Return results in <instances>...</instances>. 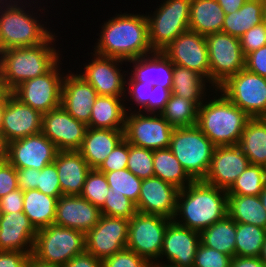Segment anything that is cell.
Segmentation results:
<instances>
[{
  "label": "cell",
  "mask_w": 266,
  "mask_h": 267,
  "mask_svg": "<svg viewBox=\"0 0 266 267\" xmlns=\"http://www.w3.org/2000/svg\"><path fill=\"white\" fill-rule=\"evenodd\" d=\"M63 267H103L102 260L95 258L92 254L84 251L74 256Z\"/></svg>",
  "instance_id": "680465c9"
},
{
  "label": "cell",
  "mask_w": 266,
  "mask_h": 267,
  "mask_svg": "<svg viewBox=\"0 0 266 267\" xmlns=\"http://www.w3.org/2000/svg\"><path fill=\"white\" fill-rule=\"evenodd\" d=\"M227 197V191L222 188L193 181L179 190L173 220L200 233L227 215Z\"/></svg>",
  "instance_id": "3957f363"
},
{
  "label": "cell",
  "mask_w": 266,
  "mask_h": 267,
  "mask_svg": "<svg viewBox=\"0 0 266 267\" xmlns=\"http://www.w3.org/2000/svg\"><path fill=\"white\" fill-rule=\"evenodd\" d=\"M171 221L164 216L137 212L129 219L126 248L155 263L159 260L164 234Z\"/></svg>",
  "instance_id": "7c38bea8"
},
{
  "label": "cell",
  "mask_w": 266,
  "mask_h": 267,
  "mask_svg": "<svg viewBox=\"0 0 266 267\" xmlns=\"http://www.w3.org/2000/svg\"><path fill=\"white\" fill-rule=\"evenodd\" d=\"M37 190L56 198L63 195L58 178V171L54 163L45 166L40 171L38 170Z\"/></svg>",
  "instance_id": "7dc6e473"
},
{
  "label": "cell",
  "mask_w": 266,
  "mask_h": 267,
  "mask_svg": "<svg viewBox=\"0 0 266 267\" xmlns=\"http://www.w3.org/2000/svg\"><path fill=\"white\" fill-rule=\"evenodd\" d=\"M198 109L199 106L194 101L171 93L160 114L174 128L189 127L197 124Z\"/></svg>",
  "instance_id": "74e56055"
},
{
  "label": "cell",
  "mask_w": 266,
  "mask_h": 267,
  "mask_svg": "<svg viewBox=\"0 0 266 267\" xmlns=\"http://www.w3.org/2000/svg\"><path fill=\"white\" fill-rule=\"evenodd\" d=\"M259 197L266 210V185L264 186L263 191L259 194Z\"/></svg>",
  "instance_id": "003e7915"
},
{
  "label": "cell",
  "mask_w": 266,
  "mask_h": 267,
  "mask_svg": "<svg viewBox=\"0 0 266 267\" xmlns=\"http://www.w3.org/2000/svg\"><path fill=\"white\" fill-rule=\"evenodd\" d=\"M127 169L142 180L154 177L153 150L129 144Z\"/></svg>",
  "instance_id": "7bdbcfd3"
},
{
  "label": "cell",
  "mask_w": 266,
  "mask_h": 267,
  "mask_svg": "<svg viewBox=\"0 0 266 267\" xmlns=\"http://www.w3.org/2000/svg\"><path fill=\"white\" fill-rule=\"evenodd\" d=\"M209 56V82L213 89L245 68V55L238 37L217 32L205 36Z\"/></svg>",
  "instance_id": "30bf717a"
},
{
  "label": "cell",
  "mask_w": 266,
  "mask_h": 267,
  "mask_svg": "<svg viewBox=\"0 0 266 267\" xmlns=\"http://www.w3.org/2000/svg\"><path fill=\"white\" fill-rule=\"evenodd\" d=\"M18 188L22 191L37 189L38 170L35 168L16 169Z\"/></svg>",
  "instance_id": "6f0895ef"
},
{
  "label": "cell",
  "mask_w": 266,
  "mask_h": 267,
  "mask_svg": "<svg viewBox=\"0 0 266 267\" xmlns=\"http://www.w3.org/2000/svg\"><path fill=\"white\" fill-rule=\"evenodd\" d=\"M171 90L157 85L152 89L151 99L148 101V113L160 114L171 96Z\"/></svg>",
  "instance_id": "db71d44e"
},
{
  "label": "cell",
  "mask_w": 266,
  "mask_h": 267,
  "mask_svg": "<svg viewBox=\"0 0 266 267\" xmlns=\"http://www.w3.org/2000/svg\"><path fill=\"white\" fill-rule=\"evenodd\" d=\"M215 145L197 125L174 128L169 149L193 181H203Z\"/></svg>",
  "instance_id": "8992f818"
},
{
  "label": "cell",
  "mask_w": 266,
  "mask_h": 267,
  "mask_svg": "<svg viewBox=\"0 0 266 267\" xmlns=\"http://www.w3.org/2000/svg\"><path fill=\"white\" fill-rule=\"evenodd\" d=\"M28 1H0V51L16 47L37 46L44 43L53 34L49 27L46 28V25L41 24L42 20L41 22L38 20L41 16L40 13L39 17H36L37 13L32 11L36 7H33L31 11L30 9L26 10L27 7H32L31 2L34 4L37 1Z\"/></svg>",
  "instance_id": "277c9868"
},
{
  "label": "cell",
  "mask_w": 266,
  "mask_h": 267,
  "mask_svg": "<svg viewBox=\"0 0 266 267\" xmlns=\"http://www.w3.org/2000/svg\"><path fill=\"white\" fill-rule=\"evenodd\" d=\"M2 217H3V212H2V209L0 207V221H1Z\"/></svg>",
  "instance_id": "2644e50d"
},
{
  "label": "cell",
  "mask_w": 266,
  "mask_h": 267,
  "mask_svg": "<svg viewBox=\"0 0 266 267\" xmlns=\"http://www.w3.org/2000/svg\"><path fill=\"white\" fill-rule=\"evenodd\" d=\"M88 126L72 117L62 106L43 113L41 132L58 151L79 150Z\"/></svg>",
  "instance_id": "e0dca14e"
},
{
  "label": "cell",
  "mask_w": 266,
  "mask_h": 267,
  "mask_svg": "<svg viewBox=\"0 0 266 267\" xmlns=\"http://www.w3.org/2000/svg\"><path fill=\"white\" fill-rule=\"evenodd\" d=\"M238 146L250 164L266 168V118H251L241 134Z\"/></svg>",
  "instance_id": "d6a6232c"
},
{
  "label": "cell",
  "mask_w": 266,
  "mask_h": 267,
  "mask_svg": "<svg viewBox=\"0 0 266 267\" xmlns=\"http://www.w3.org/2000/svg\"><path fill=\"white\" fill-rule=\"evenodd\" d=\"M30 256L21 251H0V267H26Z\"/></svg>",
  "instance_id": "9f6ffc18"
},
{
  "label": "cell",
  "mask_w": 266,
  "mask_h": 267,
  "mask_svg": "<svg viewBox=\"0 0 266 267\" xmlns=\"http://www.w3.org/2000/svg\"><path fill=\"white\" fill-rule=\"evenodd\" d=\"M60 60L46 74L27 80L17 86L11 93L22 103L32 109L46 113L61 106V90L64 73Z\"/></svg>",
  "instance_id": "4fadbf2b"
},
{
  "label": "cell",
  "mask_w": 266,
  "mask_h": 267,
  "mask_svg": "<svg viewBox=\"0 0 266 267\" xmlns=\"http://www.w3.org/2000/svg\"><path fill=\"white\" fill-rule=\"evenodd\" d=\"M174 65L196 71L209 81V56L205 36L187 30L161 51Z\"/></svg>",
  "instance_id": "2e32d148"
},
{
  "label": "cell",
  "mask_w": 266,
  "mask_h": 267,
  "mask_svg": "<svg viewBox=\"0 0 266 267\" xmlns=\"http://www.w3.org/2000/svg\"><path fill=\"white\" fill-rule=\"evenodd\" d=\"M101 216V209L80 195H62L57 201L54 224L86 234Z\"/></svg>",
  "instance_id": "603a6c76"
},
{
  "label": "cell",
  "mask_w": 266,
  "mask_h": 267,
  "mask_svg": "<svg viewBox=\"0 0 266 267\" xmlns=\"http://www.w3.org/2000/svg\"><path fill=\"white\" fill-rule=\"evenodd\" d=\"M207 83L210 84L205 77L201 76L196 71L179 65H174L171 89L172 94L194 101L200 106L206 99L207 90H210L209 92H214L215 90L212 89L211 86H209L210 89H207ZM211 89L213 91H211Z\"/></svg>",
  "instance_id": "1f68e13d"
},
{
  "label": "cell",
  "mask_w": 266,
  "mask_h": 267,
  "mask_svg": "<svg viewBox=\"0 0 266 267\" xmlns=\"http://www.w3.org/2000/svg\"><path fill=\"white\" fill-rule=\"evenodd\" d=\"M26 267H61L58 265H53V264H47L41 261H38L35 259L32 255L28 259V262L26 264Z\"/></svg>",
  "instance_id": "be15d7a7"
},
{
  "label": "cell",
  "mask_w": 266,
  "mask_h": 267,
  "mask_svg": "<svg viewBox=\"0 0 266 267\" xmlns=\"http://www.w3.org/2000/svg\"><path fill=\"white\" fill-rule=\"evenodd\" d=\"M263 7L264 3L247 0L238 11L225 14L222 32L240 38L251 27L263 23Z\"/></svg>",
  "instance_id": "8d00e7d4"
},
{
  "label": "cell",
  "mask_w": 266,
  "mask_h": 267,
  "mask_svg": "<svg viewBox=\"0 0 266 267\" xmlns=\"http://www.w3.org/2000/svg\"><path fill=\"white\" fill-rule=\"evenodd\" d=\"M57 201L37 189L23 191V213L39 230L54 224Z\"/></svg>",
  "instance_id": "4dcf8cb0"
},
{
  "label": "cell",
  "mask_w": 266,
  "mask_h": 267,
  "mask_svg": "<svg viewBox=\"0 0 266 267\" xmlns=\"http://www.w3.org/2000/svg\"><path fill=\"white\" fill-rule=\"evenodd\" d=\"M127 77L126 78V86L125 87V101L126 99H128L127 101H132L137 105L138 107V112H142L143 111L146 113H148V101L149 99H151V95H152V89L154 88V86L152 84H146L143 82H138L136 81L130 74L128 76L127 73ZM129 94V95H128ZM129 97V98H127ZM132 99V100H131Z\"/></svg>",
  "instance_id": "f6af8a7d"
},
{
  "label": "cell",
  "mask_w": 266,
  "mask_h": 267,
  "mask_svg": "<svg viewBox=\"0 0 266 267\" xmlns=\"http://www.w3.org/2000/svg\"><path fill=\"white\" fill-rule=\"evenodd\" d=\"M70 73L63 78L61 106L76 120L88 125L98 93L78 73Z\"/></svg>",
  "instance_id": "cb8c5ba5"
},
{
  "label": "cell",
  "mask_w": 266,
  "mask_h": 267,
  "mask_svg": "<svg viewBox=\"0 0 266 267\" xmlns=\"http://www.w3.org/2000/svg\"><path fill=\"white\" fill-rule=\"evenodd\" d=\"M104 174L113 193L124 195L137 205L142 179H139L127 168Z\"/></svg>",
  "instance_id": "60d3db41"
},
{
  "label": "cell",
  "mask_w": 266,
  "mask_h": 267,
  "mask_svg": "<svg viewBox=\"0 0 266 267\" xmlns=\"http://www.w3.org/2000/svg\"><path fill=\"white\" fill-rule=\"evenodd\" d=\"M231 267H266L259 257L234 256Z\"/></svg>",
  "instance_id": "91938a15"
},
{
  "label": "cell",
  "mask_w": 266,
  "mask_h": 267,
  "mask_svg": "<svg viewBox=\"0 0 266 267\" xmlns=\"http://www.w3.org/2000/svg\"><path fill=\"white\" fill-rule=\"evenodd\" d=\"M6 101H7V91H3L0 94V134H3V132H2V119H3V113H4Z\"/></svg>",
  "instance_id": "e7e4bbea"
},
{
  "label": "cell",
  "mask_w": 266,
  "mask_h": 267,
  "mask_svg": "<svg viewBox=\"0 0 266 267\" xmlns=\"http://www.w3.org/2000/svg\"><path fill=\"white\" fill-rule=\"evenodd\" d=\"M236 222L226 215L200 232V243L231 257L235 256Z\"/></svg>",
  "instance_id": "e575fe53"
},
{
  "label": "cell",
  "mask_w": 266,
  "mask_h": 267,
  "mask_svg": "<svg viewBox=\"0 0 266 267\" xmlns=\"http://www.w3.org/2000/svg\"><path fill=\"white\" fill-rule=\"evenodd\" d=\"M263 22L266 24V3H264L263 7Z\"/></svg>",
  "instance_id": "89a4df30"
},
{
  "label": "cell",
  "mask_w": 266,
  "mask_h": 267,
  "mask_svg": "<svg viewBox=\"0 0 266 267\" xmlns=\"http://www.w3.org/2000/svg\"><path fill=\"white\" fill-rule=\"evenodd\" d=\"M5 161H8V142L3 134H0V164Z\"/></svg>",
  "instance_id": "6125c7cd"
},
{
  "label": "cell",
  "mask_w": 266,
  "mask_h": 267,
  "mask_svg": "<svg viewBox=\"0 0 266 267\" xmlns=\"http://www.w3.org/2000/svg\"><path fill=\"white\" fill-rule=\"evenodd\" d=\"M129 143L123 139L97 168L98 171L112 172L127 168Z\"/></svg>",
  "instance_id": "c3c4849f"
},
{
  "label": "cell",
  "mask_w": 266,
  "mask_h": 267,
  "mask_svg": "<svg viewBox=\"0 0 266 267\" xmlns=\"http://www.w3.org/2000/svg\"><path fill=\"white\" fill-rule=\"evenodd\" d=\"M222 7L225 14H231L238 11L247 0H216Z\"/></svg>",
  "instance_id": "94428289"
},
{
  "label": "cell",
  "mask_w": 266,
  "mask_h": 267,
  "mask_svg": "<svg viewBox=\"0 0 266 267\" xmlns=\"http://www.w3.org/2000/svg\"><path fill=\"white\" fill-rule=\"evenodd\" d=\"M90 54H93V59L87 65L84 64V71L78 75L89 83L98 95L125 97L126 73L128 72L122 71L119 65H123L124 62L127 64V62L100 56L94 52Z\"/></svg>",
  "instance_id": "9a60e30c"
},
{
  "label": "cell",
  "mask_w": 266,
  "mask_h": 267,
  "mask_svg": "<svg viewBox=\"0 0 266 267\" xmlns=\"http://www.w3.org/2000/svg\"><path fill=\"white\" fill-rule=\"evenodd\" d=\"M259 258L266 265V238H265Z\"/></svg>",
  "instance_id": "03108f58"
},
{
  "label": "cell",
  "mask_w": 266,
  "mask_h": 267,
  "mask_svg": "<svg viewBox=\"0 0 266 267\" xmlns=\"http://www.w3.org/2000/svg\"><path fill=\"white\" fill-rule=\"evenodd\" d=\"M198 109L197 126L217 146L238 145L251 117L228 100L217 88ZM220 95V96H219ZM218 96V97H217Z\"/></svg>",
  "instance_id": "5b68a950"
},
{
  "label": "cell",
  "mask_w": 266,
  "mask_h": 267,
  "mask_svg": "<svg viewBox=\"0 0 266 267\" xmlns=\"http://www.w3.org/2000/svg\"><path fill=\"white\" fill-rule=\"evenodd\" d=\"M266 185V168L249 164L227 190L228 195L259 196Z\"/></svg>",
  "instance_id": "ab89813d"
},
{
  "label": "cell",
  "mask_w": 266,
  "mask_h": 267,
  "mask_svg": "<svg viewBox=\"0 0 266 267\" xmlns=\"http://www.w3.org/2000/svg\"><path fill=\"white\" fill-rule=\"evenodd\" d=\"M18 188L16 168L8 161L0 164V198Z\"/></svg>",
  "instance_id": "816d5d0a"
},
{
  "label": "cell",
  "mask_w": 266,
  "mask_h": 267,
  "mask_svg": "<svg viewBox=\"0 0 266 267\" xmlns=\"http://www.w3.org/2000/svg\"><path fill=\"white\" fill-rule=\"evenodd\" d=\"M125 97L98 95L92 106L89 128L124 129L126 109Z\"/></svg>",
  "instance_id": "f1b7e54d"
},
{
  "label": "cell",
  "mask_w": 266,
  "mask_h": 267,
  "mask_svg": "<svg viewBox=\"0 0 266 267\" xmlns=\"http://www.w3.org/2000/svg\"><path fill=\"white\" fill-rule=\"evenodd\" d=\"M56 146L41 132L8 143V162L16 169L42 170L55 160Z\"/></svg>",
  "instance_id": "ac0fdd59"
},
{
  "label": "cell",
  "mask_w": 266,
  "mask_h": 267,
  "mask_svg": "<svg viewBox=\"0 0 266 267\" xmlns=\"http://www.w3.org/2000/svg\"><path fill=\"white\" fill-rule=\"evenodd\" d=\"M129 220L102 215L85 234V251L103 260L126 248Z\"/></svg>",
  "instance_id": "5bb4252c"
},
{
  "label": "cell",
  "mask_w": 266,
  "mask_h": 267,
  "mask_svg": "<svg viewBox=\"0 0 266 267\" xmlns=\"http://www.w3.org/2000/svg\"><path fill=\"white\" fill-rule=\"evenodd\" d=\"M154 177L184 189L193 180L169 148L153 150Z\"/></svg>",
  "instance_id": "d590c367"
},
{
  "label": "cell",
  "mask_w": 266,
  "mask_h": 267,
  "mask_svg": "<svg viewBox=\"0 0 266 267\" xmlns=\"http://www.w3.org/2000/svg\"><path fill=\"white\" fill-rule=\"evenodd\" d=\"M3 213L23 212V191L19 188L0 198Z\"/></svg>",
  "instance_id": "11a10c76"
},
{
  "label": "cell",
  "mask_w": 266,
  "mask_h": 267,
  "mask_svg": "<svg viewBox=\"0 0 266 267\" xmlns=\"http://www.w3.org/2000/svg\"><path fill=\"white\" fill-rule=\"evenodd\" d=\"M239 40L245 57L249 53L266 46V24L263 22L251 27Z\"/></svg>",
  "instance_id": "f907efd6"
},
{
  "label": "cell",
  "mask_w": 266,
  "mask_h": 267,
  "mask_svg": "<svg viewBox=\"0 0 266 267\" xmlns=\"http://www.w3.org/2000/svg\"><path fill=\"white\" fill-rule=\"evenodd\" d=\"M101 214L111 217L131 219L136 213V205L126 196L113 193L109 189L104 205L100 208Z\"/></svg>",
  "instance_id": "ee69618b"
},
{
  "label": "cell",
  "mask_w": 266,
  "mask_h": 267,
  "mask_svg": "<svg viewBox=\"0 0 266 267\" xmlns=\"http://www.w3.org/2000/svg\"><path fill=\"white\" fill-rule=\"evenodd\" d=\"M58 171L63 195H80L91 170L78 150L58 151L53 162Z\"/></svg>",
  "instance_id": "4316f807"
},
{
  "label": "cell",
  "mask_w": 266,
  "mask_h": 267,
  "mask_svg": "<svg viewBox=\"0 0 266 267\" xmlns=\"http://www.w3.org/2000/svg\"><path fill=\"white\" fill-rule=\"evenodd\" d=\"M128 62L133 64L129 74L136 81L172 89L174 64L161 51Z\"/></svg>",
  "instance_id": "484cf974"
},
{
  "label": "cell",
  "mask_w": 266,
  "mask_h": 267,
  "mask_svg": "<svg viewBox=\"0 0 266 267\" xmlns=\"http://www.w3.org/2000/svg\"><path fill=\"white\" fill-rule=\"evenodd\" d=\"M225 12L216 0H191L189 30L201 35L222 32Z\"/></svg>",
  "instance_id": "f546056e"
},
{
  "label": "cell",
  "mask_w": 266,
  "mask_h": 267,
  "mask_svg": "<svg viewBox=\"0 0 266 267\" xmlns=\"http://www.w3.org/2000/svg\"><path fill=\"white\" fill-rule=\"evenodd\" d=\"M124 139V129L89 128L78 150L91 169H97Z\"/></svg>",
  "instance_id": "83f0119b"
},
{
  "label": "cell",
  "mask_w": 266,
  "mask_h": 267,
  "mask_svg": "<svg viewBox=\"0 0 266 267\" xmlns=\"http://www.w3.org/2000/svg\"><path fill=\"white\" fill-rule=\"evenodd\" d=\"M56 37L54 33L40 45L0 51L2 91L12 92L21 83L49 72L62 56L56 46H53Z\"/></svg>",
  "instance_id": "7a4b0ae2"
},
{
  "label": "cell",
  "mask_w": 266,
  "mask_h": 267,
  "mask_svg": "<svg viewBox=\"0 0 266 267\" xmlns=\"http://www.w3.org/2000/svg\"><path fill=\"white\" fill-rule=\"evenodd\" d=\"M232 259L233 257L200 243L193 267H231Z\"/></svg>",
  "instance_id": "bcb514c9"
},
{
  "label": "cell",
  "mask_w": 266,
  "mask_h": 267,
  "mask_svg": "<svg viewBox=\"0 0 266 267\" xmlns=\"http://www.w3.org/2000/svg\"><path fill=\"white\" fill-rule=\"evenodd\" d=\"M217 90L251 118H266V77L244 68L228 77Z\"/></svg>",
  "instance_id": "9c48e42d"
},
{
  "label": "cell",
  "mask_w": 266,
  "mask_h": 267,
  "mask_svg": "<svg viewBox=\"0 0 266 267\" xmlns=\"http://www.w3.org/2000/svg\"><path fill=\"white\" fill-rule=\"evenodd\" d=\"M109 189L105 174L97 169H91L86 176L80 196L94 206L101 208L105 203Z\"/></svg>",
  "instance_id": "b9f144b4"
},
{
  "label": "cell",
  "mask_w": 266,
  "mask_h": 267,
  "mask_svg": "<svg viewBox=\"0 0 266 267\" xmlns=\"http://www.w3.org/2000/svg\"><path fill=\"white\" fill-rule=\"evenodd\" d=\"M37 231L23 212L3 213L0 251H21L32 255Z\"/></svg>",
  "instance_id": "d4e9b609"
},
{
  "label": "cell",
  "mask_w": 266,
  "mask_h": 267,
  "mask_svg": "<svg viewBox=\"0 0 266 267\" xmlns=\"http://www.w3.org/2000/svg\"><path fill=\"white\" fill-rule=\"evenodd\" d=\"M245 68L262 77H266V46L249 53L245 57Z\"/></svg>",
  "instance_id": "f5cc1de1"
},
{
  "label": "cell",
  "mask_w": 266,
  "mask_h": 267,
  "mask_svg": "<svg viewBox=\"0 0 266 267\" xmlns=\"http://www.w3.org/2000/svg\"><path fill=\"white\" fill-rule=\"evenodd\" d=\"M148 267H170V266L162 265L155 262V263H150Z\"/></svg>",
  "instance_id": "a7ac6f4b"
},
{
  "label": "cell",
  "mask_w": 266,
  "mask_h": 267,
  "mask_svg": "<svg viewBox=\"0 0 266 267\" xmlns=\"http://www.w3.org/2000/svg\"><path fill=\"white\" fill-rule=\"evenodd\" d=\"M110 18L102 23L94 53L128 62L154 52L145 14L121 13Z\"/></svg>",
  "instance_id": "6da1fadb"
},
{
  "label": "cell",
  "mask_w": 266,
  "mask_h": 267,
  "mask_svg": "<svg viewBox=\"0 0 266 267\" xmlns=\"http://www.w3.org/2000/svg\"><path fill=\"white\" fill-rule=\"evenodd\" d=\"M126 111L124 139L129 144L150 150L169 148L174 127L161 114L141 113L131 108Z\"/></svg>",
  "instance_id": "8fae6325"
},
{
  "label": "cell",
  "mask_w": 266,
  "mask_h": 267,
  "mask_svg": "<svg viewBox=\"0 0 266 267\" xmlns=\"http://www.w3.org/2000/svg\"><path fill=\"white\" fill-rule=\"evenodd\" d=\"M179 190L176 186L157 177L144 179L141 183L136 210L139 213L160 215L173 220Z\"/></svg>",
  "instance_id": "7402d4cb"
},
{
  "label": "cell",
  "mask_w": 266,
  "mask_h": 267,
  "mask_svg": "<svg viewBox=\"0 0 266 267\" xmlns=\"http://www.w3.org/2000/svg\"><path fill=\"white\" fill-rule=\"evenodd\" d=\"M199 245V232L181 226L172 220L166 228L162 251L156 263L170 267H193ZM163 257H166L168 262H161L160 259L162 260Z\"/></svg>",
  "instance_id": "d6986e66"
},
{
  "label": "cell",
  "mask_w": 266,
  "mask_h": 267,
  "mask_svg": "<svg viewBox=\"0 0 266 267\" xmlns=\"http://www.w3.org/2000/svg\"><path fill=\"white\" fill-rule=\"evenodd\" d=\"M43 114L22 103L11 92L2 119V132L7 142L41 133Z\"/></svg>",
  "instance_id": "44dd1931"
},
{
  "label": "cell",
  "mask_w": 266,
  "mask_h": 267,
  "mask_svg": "<svg viewBox=\"0 0 266 267\" xmlns=\"http://www.w3.org/2000/svg\"><path fill=\"white\" fill-rule=\"evenodd\" d=\"M258 2H261V3H266V0H256Z\"/></svg>",
  "instance_id": "8c879c8a"
},
{
  "label": "cell",
  "mask_w": 266,
  "mask_h": 267,
  "mask_svg": "<svg viewBox=\"0 0 266 267\" xmlns=\"http://www.w3.org/2000/svg\"><path fill=\"white\" fill-rule=\"evenodd\" d=\"M103 267H148L150 262L127 248L102 260Z\"/></svg>",
  "instance_id": "681fc988"
},
{
  "label": "cell",
  "mask_w": 266,
  "mask_h": 267,
  "mask_svg": "<svg viewBox=\"0 0 266 267\" xmlns=\"http://www.w3.org/2000/svg\"><path fill=\"white\" fill-rule=\"evenodd\" d=\"M227 215L236 223L252 224L266 229V210L259 196L228 195Z\"/></svg>",
  "instance_id": "836d02e7"
},
{
  "label": "cell",
  "mask_w": 266,
  "mask_h": 267,
  "mask_svg": "<svg viewBox=\"0 0 266 267\" xmlns=\"http://www.w3.org/2000/svg\"><path fill=\"white\" fill-rule=\"evenodd\" d=\"M266 238V229L244 223H236L235 256L259 257Z\"/></svg>",
  "instance_id": "f35d334b"
},
{
  "label": "cell",
  "mask_w": 266,
  "mask_h": 267,
  "mask_svg": "<svg viewBox=\"0 0 266 267\" xmlns=\"http://www.w3.org/2000/svg\"><path fill=\"white\" fill-rule=\"evenodd\" d=\"M249 164V159L238 145L217 146L203 181L227 191Z\"/></svg>",
  "instance_id": "ffe728a7"
},
{
  "label": "cell",
  "mask_w": 266,
  "mask_h": 267,
  "mask_svg": "<svg viewBox=\"0 0 266 267\" xmlns=\"http://www.w3.org/2000/svg\"><path fill=\"white\" fill-rule=\"evenodd\" d=\"M85 251V234L56 224L37 231L32 256L38 261L63 267Z\"/></svg>",
  "instance_id": "52a82bcc"
},
{
  "label": "cell",
  "mask_w": 266,
  "mask_h": 267,
  "mask_svg": "<svg viewBox=\"0 0 266 267\" xmlns=\"http://www.w3.org/2000/svg\"><path fill=\"white\" fill-rule=\"evenodd\" d=\"M153 14H146L149 42L154 51H162L181 33L189 30L191 0H164Z\"/></svg>",
  "instance_id": "ba28073f"
}]
</instances>
